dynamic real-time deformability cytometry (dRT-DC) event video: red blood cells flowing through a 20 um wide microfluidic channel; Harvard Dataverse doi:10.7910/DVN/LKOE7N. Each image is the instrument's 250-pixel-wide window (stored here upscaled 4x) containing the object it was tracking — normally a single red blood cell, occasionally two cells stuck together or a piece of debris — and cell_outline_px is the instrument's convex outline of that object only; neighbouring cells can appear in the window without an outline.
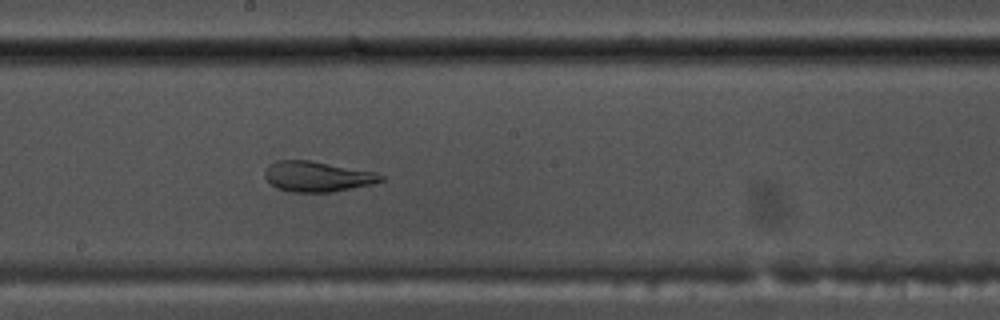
{"species": "common noctule bat (a hibernating species)", "species_latin": "Nyctalus noctula", "temperature_condition": "warm", "stored_images_in_passage": 42, "camera_frame_rate_fps": 3000, "um_per_image_px": 0.085, "animal": {"sex": "male", "body_mass_g": 17.5, "forearm_length_mm": 52.3}, "frame": {"image": 1, "passage_image": 18, "time_ms": 5.667, "image_size_px": [1000, 320], "cell_outline_px": [[384, 180], [372, 184], [332, 192], [292, 192], [276, 188], [264, 176], [264, 172], [268, 164], [276, 160], [308, 160], [376, 172], [384, 176]], "centroid_in_image_um": [26.95, 15.0], "position_along_channel_um": 221.2, "area_um2": 20.52}}
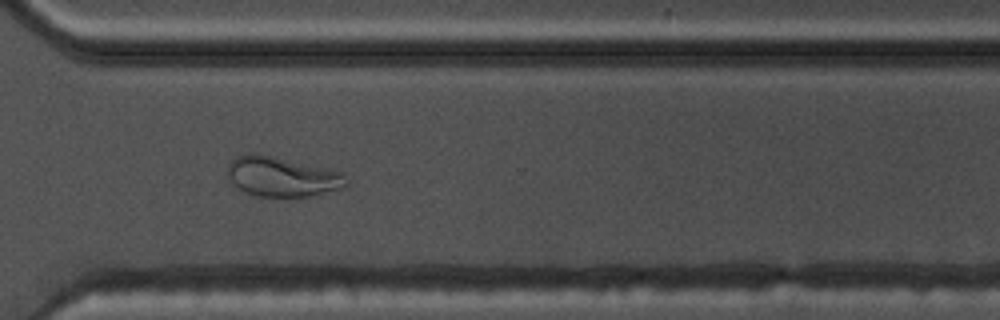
{"frame": {"image": 2, "passage_image": 28, "time_ms": 9.0, "image_size_px": [1000, 320], "cell_outline_px": [[348, 184], [344, 188], [308, 196], [256, 196], [244, 192], [232, 184], [228, 176], [228, 164], [236, 156], [256, 152], [324, 168], [340, 172], [348, 180]], "centroid_in_image_um": [23.93, 15.02], "position_along_channel_um": 346.7, "area_um2": 27.34}}
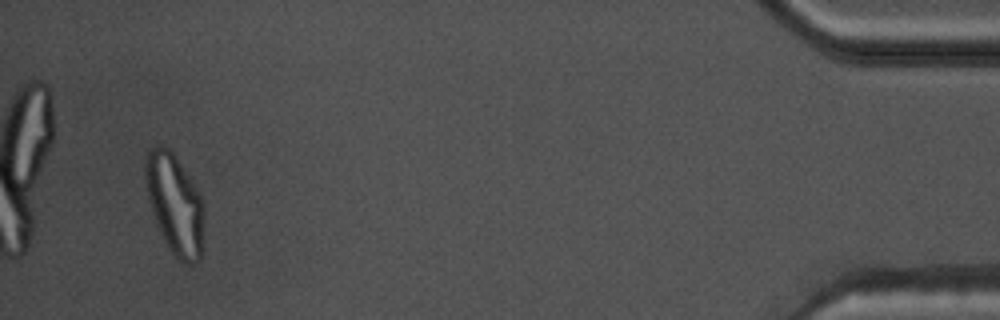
{"frame": {"image": 3, "passage_image": 40, "time_ms": 13.0, "image_size_px": [1000, 320], "cell_outline_px": [[204, 220], [200, 260], [192, 264], [188, 264], [176, 260], [168, 248], [156, 224], [148, 200], [144, 176], [144, 160], [148, 148], [156, 144], [160, 144], [168, 148], [176, 156], [196, 188], [204, 204]], "centroid_in_image_um": [14.83, 17.34], "position_along_channel_um": 420.4, "area_um2": 34.8}, "authors_computed_cell_mechanics": {"area_um2": 24.9985, "velocity_mm_per_s": 3.7614, "shape_relaxation_time_tau1_ms": null, "shape_relaxation_time_tau2_ms": 1.027, "deformation_change_tau1": null, "deformation_change_tau2": 0.0834}}